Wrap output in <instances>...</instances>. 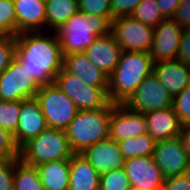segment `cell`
<instances>
[{
	"label": "cell",
	"instance_id": "obj_20",
	"mask_svg": "<svg viewBox=\"0 0 190 190\" xmlns=\"http://www.w3.org/2000/svg\"><path fill=\"white\" fill-rule=\"evenodd\" d=\"M16 35L25 31H46V8L43 0H13Z\"/></svg>",
	"mask_w": 190,
	"mask_h": 190
},
{
	"label": "cell",
	"instance_id": "obj_29",
	"mask_svg": "<svg viewBox=\"0 0 190 190\" xmlns=\"http://www.w3.org/2000/svg\"><path fill=\"white\" fill-rule=\"evenodd\" d=\"M0 34L16 36V13L13 0H0Z\"/></svg>",
	"mask_w": 190,
	"mask_h": 190
},
{
	"label": "cell",
	"instance_id": "obj_40",
	"mask_svg": "<svg viewBox=\"0 0 190 190\" xmlns=\"http://www.w3.org/2000/svg\"><path fill=\"white\" fill-rule=\"evenodd\" d=\"M181 0H157L161 14L165 19L173 18Z\"/></svg>",
	"mask_w": 190,
	"mask_h": 190
},
{
	"label": "cell",
	"instance_id": "obj_32",
	"mask_svg": "<svg viewBox=\"0 0 190 190\" xmlns=\"http://www.w3.org/2000/svg\"><path fill=\"white\" fill-rule=\"evenodd\" d=\"M79 11L92 15L105 16L111 21L114 19L111 9V0H78Z\"/></svg>",
	"mask_w": 190,
	"mask_h": 190
},
{
	"label": "cell",
	"instance_id": "obj_21",
	"mask_svg": "<svg viewBox=\"0 0 190 190\" xmlns=\"http://www.w3.org/2000/svg\"><path fill=\"white\" fill-rule=\"evenodd\" d=\"M63 68L68 73L78 76L88 85L108 87V75L94 65L84 52L64 55Z\"/></svg>",
	"mask_w": 190,
	"mask_h": 190
},
{
	"label": "cell",
	"instance_id": "obj_1",
	"mask_svg": "<svg viewBox=\"0 0 190 190\" xmlns=\"http://www.w3.org/2000/svg\"><path fill=\"white\" fill-rule=\"evenodd\" d=\"M16 57L40 85L54 82L63 68V54L56 32L25 31L16 36Z\"/></svg>",
	"mask_w": 190,
	"mask_h": 190
},
{
	"label": "cell",
	"instance_id": "obj_2",
	"mask_svg": "<svg viewBox=\"0 0 190 190\" xmlns=\"http://www.w3.org/2000/svg\"><path fill=\"white\" fill-rule=\"evenodd\" d=\"M148 52L122 51L114 71L108 76L107 96L113 104H125L145 77L153 72Z\"/></svg>",
	"mask_w": 190,
	"mask_h": 190
},
{
	"label": "cell",
	"instance_id": "obj_17",
	"mask_svg": "<svg viewBox=\"0 0 190 190\" xmlns=\"http://www.w3.org/2000/svg\"><path fill=\"white\" fill-rule=\"evenodd\" d=\"M153 72L172 98L190 84V67L179 59L156 62Z\"/></svg>",
	"mask_w": 190,
	"mask_h": 190
},
{
	"label": "cell",
	"instance_id": "obj_5",
	"mask_svg": "<svg viewBox=\"0 0 190 190\" xmlns=\"http://www.w3.org/2000/svg\"><path fill=\"white\" fill-rule=\"evenodd\" d=\"M73 154L65 130L48 127L20 148L19 157L27 165L38 166L45 162L70 159Z\"/></svg>",
	"mask_w": 190,
	"mask_h": 190
},
{
	"label": "cell",
	"instance_id": "obj_15",
	"mask_svg": "<svg viewBox=\"0 0 190 190\" xmlns=\"http://www.w3.org/2000/svg\"><path fill=\"white\" fill-rule=\"evenodd\" d=\"M46 128L48 126L36 97L21 100L18 126L13 135L16 145L21 148Z\"/></svg>",
	"mask_w": 190,
	"mask_h": 190
},
{
	"label": "cell",
	"instance_id": "obj_3",
	"mask_svg": "<svg viewBox=\"0 0 190 190\" xmlns=\"http://www.w3.org/2000/svg\"><path fill=\"white\" fill-rule=\"evenodd\" d=\"M112 33V21L105 16L78 11L56 31L62 54L84 52L96 38Z\"/></svg>",
	"mask_w": 190,
	"mask_h": 190
},
{
	"label": "cell",
	"instance_id": "obj_14",
	"mask_svg": "<svg viewBox=\"0 0 190 190\" xmlns=\"http://www.w3.org/2000/svg\"><path fill=\"white\" fill-rule=\"evenodd\" d=\"M124 169L130 185L143 190H160L164 176L153 156L126 159Z\"/></svg>",
	"mask_w": 190,
	"mask_h": 190
},
{
	"label": "cell",
	"instance_id": "obj_38",
	"mask_svg": "<svg viewBox=\"0 0 190 190\" xmlns=\"http://www.w3.org/2000/svg\"><path fill=\"white\" fill-rule=\"evenodd\" d=\"M183 29H190V0H181L172 18Z\"/></svg>",
	"mask_w": 190,
	"mask_h": 190
},
{
	"label": "cell",
	"instance_id": "obj_19",
	"mask_svg": "<svg viewBox=\"0 0 190 190\" xmlns=\"http://www.w3.org/2000/svg\"><path fill=\"white\" fill-rule=\"evenodd\" d=\"M147 124V133L156 141L178 137L182 125L173 107L160 110H151L144 113Z\"/></svg>",
	"mask_w": 190,
	"mask_h": 190
},
{
	"label": "cell",
	"instance_id": "obj_4",
	"mask_svg": "<svg viewBox=\"0 0 190 190\" xmlns=\"http://www.w3.org/2000/svg\"><path fill=\"white\" fill-rule=\"evenodd\" d=\"M109 102L96 110H78L76 116L65 129L71 150L82 153L87 147L109 138L112 108Z\"/></svg>",
	"mask_w": 190,
	"mask_h": 190
},
{
	"label": "cell",
	"instance_id": "obj_26",
	"mask_svg": "<svg viewBox=\"0 0 190 190\" xmlns=\"http://www.w3.org/2000/svg\"><path fill=\"white\" fill-rule=\"evenodd\" d=\"M13 190H44L36 166L18 160L15 165Z\"/></svg>",
	"mask_w": 190,
	"mask_h": 190
},
{
	"label": "cell",
	"instance_id": "obj_36",
	"mask_svg": "<svg viewBox=\"0 0 190 190\" xmlns=\"http://www.w3.org/2000/svg\"><path fill=\"white\" fill-rule=\"evenodd\" d=\"M142 0H111V9L114 18L132 15Z\"/></svg>",
	"mask_w": 190,
	"mask_h": 190
},
{
	"label": "cell",
	"instance_id": "obj_37",
	"mask_svg": "<svg viewBox=\"0 0 190 190\" xmlns=\"http://www.w3.org/2000/svg\"><path fill=\"white\" fill-rule=\"evenodd\" d=\"M160 190H190V172L165 178Z\"/></svg>",
	"mask_w": 190,
	"mask_h": 190
},
{
	"label": "cell",
	"instance_id": "obj_16",
	"mask_svg": "<svg viewBox=\"0 0 190 190\" xmlns=\"http://www.w3.org/2000/svg\"><path fill=\"white\" fill-rule=\"evenodd\" d=\"M81 154L100 175L110 170L124 168L125 159L120 146L110 138L87 147Z\"/></svg>",
	"mask_w": 190,
	"mask_h": 190
},
{
	"label": "cell",
	"instance_id": "obj_30",
	"mask_svg": "<svg viewBox=\"0 0 190 190\" xmlns=\"http://www.w3.org/2000/svg\"><path fill=\"white\" fill-rule=\"evenodd\" d=\"M130 186L124 168L110 170L100 175L99 190H126Z\"/></svg>",
	"mask_w": 190,
	"mask_h": 190
},
{
	"label": "cell",
	"instance_id": "obj_12",
	"mask_svg": "<svg viewBox=\"0 0 190 190\" xmlns=\"http://www.w3.org/2000/svg\"><path fill=\"white\" fill-rule=\"evenodd\" d=\"M184 29L172 18L164 19L154 28L149 51L154 63L176 59Z\"/></svg>",
	"mask_w": 190,
	"mask_h": 190
},
{
	"label": "cell",
	"instance_id": "obj_25",
	"mask_svg": "<svg viewBox=\"0 0 190 190\" xmlns=\"http://www.w3.org/2000/svg\"><path fill=\"white\" fill-rule=\"evenodd\" d=\"M123 158L131 159L135 157L153 156L156 141L148 134L138 137L120 140L118 142Z\"/></svg>",
	"mask_w": 190,
	"mask_h": 190
},
{
	"label": "cell",
	"instance_id": "obj_7",
	"mask_svg": "<svg viewBox=\"0 0 190 190\" xmlns=\"http://www.w3.org/2000/svg\"><path fill=\"white\" fill-rule=\"evenodd\" d=\"M54 83L74 102L78 110L101 109L109 103L108 87L88 85L64 68L56 75Z\"/></svg>",
	"mask_w": 190,
	"mask_h": 190
},
{
	"label": "cell",
	"instance_id": "obj_11",
	"mask_svg": "<svg viewBox=\"0 0 190 190\" xmlns=\"http://www.w3.org/2000/svg\"><path fill=\"white\" fill-rule=\"evenodd\" d=\"M153 158L164 178L190 172V162L179 136L156 142Z\"/></svg>",
	"mask_w": 190,
	"mask_h": 190
},
{
	"label": "cell",
	"instance_id": "obj_27",
	"mask_svg": "<svg viewBox=\"0 0 190 190\" xmlns=\"http://www.w3.org/2000/svg\"><path fill=\"white\" fill-rule=\"evenodd\" d=\"M132 16L143 24H147L154 28L165 19L161 14L157 0H142L136 7Z\"/></svg>",
	"mask_w": 190,
	"mask_h": 190
},
{
	"label": "cell",
	"instance_id": "obj_34",
	"mask_svg": "<svg viewBox=\"0 0 190 190\" xmlns=\"http://www.w3.org/2000/svg\"><path fill=\"white\" fill-rule=\"evenodd\" d=\"M20 148L16 145L14 136L0 127V160L20 158Z\"/></svg>",
	"mask_w": 190,
	"mask_h": 190
},
{
	"label": "cell",
	"instance_id": "obj_23",
	"mask_svg": "<svg viewBox=\"0 0 190 190\" xmlns=\"http://www.w3.org/2000/svg\"><path fill=\"white\" fill-rule=\"evenodd\" d=\"M44 190H68L70 159L45 162L36 166Z\"/></svg>",
	"mask_w": 190,
	"mask_h": 190
},
{
	"label": "cell",
	"instance_id": "obj_18",
	"mask_svg": "<svg viewBox=\"0 0 190 190\" xmlns=\"http://www.w3.org/2000/svg\"><path fill=\"white\" fill-rule=\"evenodd\" d=\"M122 51L115 36L111 33L107 36L96 38L84 53L94 65L109 76L116 68Z\"/></svg>",
	"mask_w": 190,
	"mask_h": 190
},
{
	"label": "cell",
	"instance_id": "obj_6",
	"mask_svg": "<svg viewBox=\"0 0 190 190\" xmlns=\"http://www.w3.org/2000/svg\"><path fill=\"white\" fill-rule=\"evenodd\" d=\"M35 97L49 128L65 130L78 112L74 102L54 82L41 86Z\"/></svg>",
	"mask_w": 190,
	"mask_h": 190
},
{
	"label": "cell",
	"instance_id": "obj_31",
	"mask_svg": "<svg viewBox=\"0 0 190 190\" xmlns=\"http://www.w3.org/2000/svg\"><path fill=\"white\" fill-rule=\"evenodd\" d=\"M172 107L182 126H190V84L173 97Z\"/></svg>",
	"mask_w": 190,
	"mask_h": 190
},
{
	"label": "cell",
	"instance_id": "obj_41",
	"mask_svg": "<svg viewBox=\"0 0 190 190\" xmlns=\"http://www.w3.org/2000/svg\"><path fill=\"white\" fill-rule=\"evenodd\" d=\"M179 138L182 142L183 148L187 153L188 160L190 162V126H183L179 134Z\"/></svg>",
	"mask_w": 190,
	"mask_h": 190
},
{
	"label": "cell",
	"instance_id": "obj_22",
	"mask_svg": "<svg viewBox=\"0 0 190 190\" xmlns=\"http://www.w3.org/2000/svg\"><path fill=\"white\" fill-rule=\"evenodd\" d=\"M100 174L81 154L70 158V180L68 190H99Z\"/></svg>",
	"mask_w": 190,
	"mask_h": 190
},
{
	"label": "cell",
	"instance_id": "obj_42",
	"mask_svg": "<svg viewBox=\"0 0 190 190\" xmlns=\"http://www.w3.org/2000/svg\"><path fill=\"white\" fill-rule=\"evenodd\" d=\"M126 190H143V189H140V188H137V187H134V186H130Z\"/></svg>",
	"mask_w": 190,
	"mask_h": 190
},
{
	"label": "cell",
	"instance_id": "obj_13",
	"mask_svg": "<svg viewBox=\"0 0 190 190\" xmlns=\"http://www.w3.org/2000/svg\"><path fill=\"white\" fill-rule=\"evenodd\" d=\"M109 138L116 142L147 133L144 113L130 110L124 104L112 108Z\"/></svg>",
	"mask_w": 190,
	"mask_h": 190
},
{
	"label": "cell",
	"instance_id": "obj_10",
	"mask_svg": "<svg viewBox=\"0 0 190 190\" xmlns=\"http://www.w3.org/2000/svg\"><path fill=\"white\" fill-rule=\"evenodd\" d=\"M173 98L160 83L154 72L143 79L134 94L124 104L132 111L146 113L172 106Z\"/></svg>",
	"mask_w": 190,
	"mask_h": 190
},
{
	"label": "cell",
	"instance_id": "obj_24",
	"mask_svg": "<svg viewBox=\"0 0 190 190\" xmlns=\"http://www.w3.org/2000/svg\"><path fill=\"white\" fill-rule=\"evenodd\" d=\"M46 8V31L56 32L76 12L78 0H48Z\"/></svg>",
	"mask_w": 190,
	"mask_h": 190
},
{
	"label": "cell",
	"instance_id": "obj_9",
	"mask_svg": "<svg viewBox=\"0 0 190 190\" xmlns=\"http://www.w3.org/2000/svg\"><path fill=\"white\" fill-rule=\"evenodd\" d=\"M40 88L41 86L17 57L0 75V100L2 101L33 98Z\"/></svg>",
	"mask_w": 190,
	"mask_h": 190
},
{
	"label": "cell",
	"instance_id": "obj_33",
	"mask_svg": "<svg viewBox=\"0 0 190 190\" xmlns=\"http://www.w3.org/2000/svg\"><path fill=\"white\" fill-rule=\"evenodd\" d=\"M16 49L15 36L0 37V75L9 67L16 57Z\"/></svg>",
	"mask_w": 190,
	"mask_h": 190
},
{
	"label": "cell",
	"instance_id": "obj_8",
	"mask_svg": "<svg viewBox=\"0 0 190 190\" xmlns=\"http://www.w3.org/2000/svg\"><path fill=\"white\" fill-rule=\"evenodd\" d=\"M154 27L143 24L132 15L112 20V34L123 51L148 52L153 43Z\"/></svg>",
	"mask_w": 190,
	"mask_h": 190
},
{
	"label": "cell",
	"instance_id": "obj_35",
	"mask_svg": "<svg viewBox=\"0 0 190 190\" xmlns=\"http://www.w3.org/2000/svg\"><path fill=\"white\" fill-rule=\"evenodd\" d=\"M19 159L0 160V190H13L15 165Z\"/></svg>",
	"mask_w": 190,
	"mask_h": 190
},
{
	"label": "cell",
	"instance_id": "obj_39",
	"mask_svg": "<svg viewBox=\"0 0 190 190\" xmlns=\"http://www.w3.org/2000/svg\"><path fill=\"white\" fill-rule=\"evenodd\" d=\"M176 59H179L190 67V29H184L182 33Z\"/></svg>",
	"mask_w": 190,
	"mask_h": 190
},
{
	"label": "cell",
	"instance_id": "obj_28",
	"mask_svg": "<svg viewBox=\"0 0 190 190\" xmlns=\"http://www.w3.org/2000/svg\"><path fill=\"white\" fill-rule=\"evenodd\" d=\"M20 109L21 100H0V127L12 135H14L17 130Z\"/></svg>",
	"mask_w": 190,
	"mask_h": 190
}]
</instances>
